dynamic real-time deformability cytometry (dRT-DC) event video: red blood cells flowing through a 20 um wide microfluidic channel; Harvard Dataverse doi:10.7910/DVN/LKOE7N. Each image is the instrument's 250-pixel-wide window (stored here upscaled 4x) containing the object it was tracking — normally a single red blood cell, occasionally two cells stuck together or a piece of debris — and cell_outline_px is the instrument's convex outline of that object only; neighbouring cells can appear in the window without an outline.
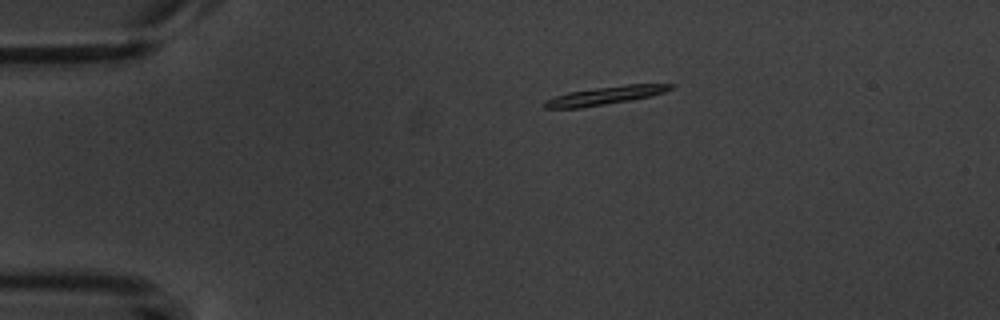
{"species": "common noctule bat (a hibernating species)", "species_latin": "Nyctalus noctula", "temperature_condition": "warm", "stored_images_in_passage": 7, "camera_frame_rate_fps": 3000, "um_per_image_px": 0.085, "animal": {"sex": "male", "body_mass_g": 20.1, "forearm_length_mm": 53.5}, "frame": {"image": 1, "passage_image": 1, "time_ms": 0.0, "image_size_px": [1000, 320], "cell_outline_px": [[676, 84], [672, 88], [664, 92], [652, 96], [580, 108], [544, 108], [544, 100], [568, 92], [596, 88], [628, 84]], "centroid_in_image_um": [51.44, 8.12], "position_along_channel_um": 33.6, "area_um2": 13.12}}
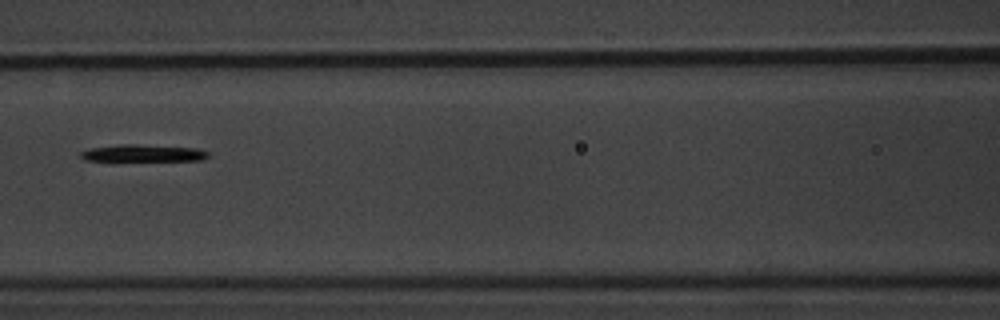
{"frame": {"image": 2, "passage_image": 5, "time_ms": 4.667, "image_size_px": [1000, 320], "cell_outline_px": [[208, 156], [204, 160], [112, 164], [84, 160], [80, 156], [80, 152], [88, 148], [120, 144], [136, 144], [196, 148], [208, 152]], "centroid_in_image_um": [12.03, 13.09], "position_along_channel_um": 154.6, "area_um2": 14.22}}
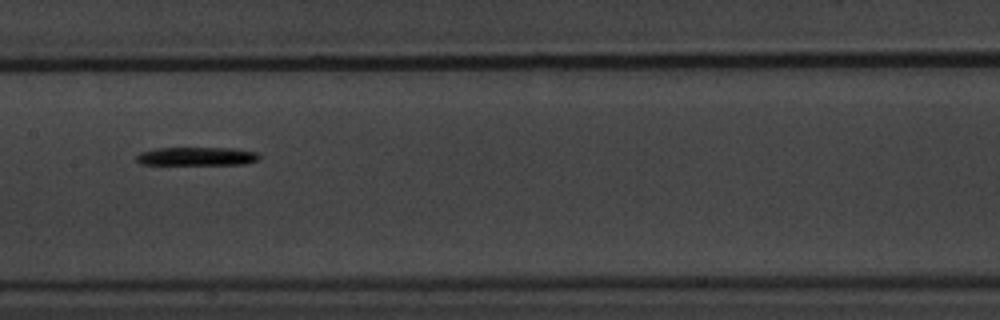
{"frame": {"image": 3, "passage_image": 6, "time_ms": 5.667, "image_size_px": [1000, 320], "cell_outline_px": [[260, 160], [244, 164], [140, 164], [136, 160], [136, 156], [140, 152], [156, 148], [232, 148], [256, 152], [260, 156]], "centroid_in_image_um": [16.73, 13.28], "position_along_channel_um": 190.7, "area_um2": 13.12}}